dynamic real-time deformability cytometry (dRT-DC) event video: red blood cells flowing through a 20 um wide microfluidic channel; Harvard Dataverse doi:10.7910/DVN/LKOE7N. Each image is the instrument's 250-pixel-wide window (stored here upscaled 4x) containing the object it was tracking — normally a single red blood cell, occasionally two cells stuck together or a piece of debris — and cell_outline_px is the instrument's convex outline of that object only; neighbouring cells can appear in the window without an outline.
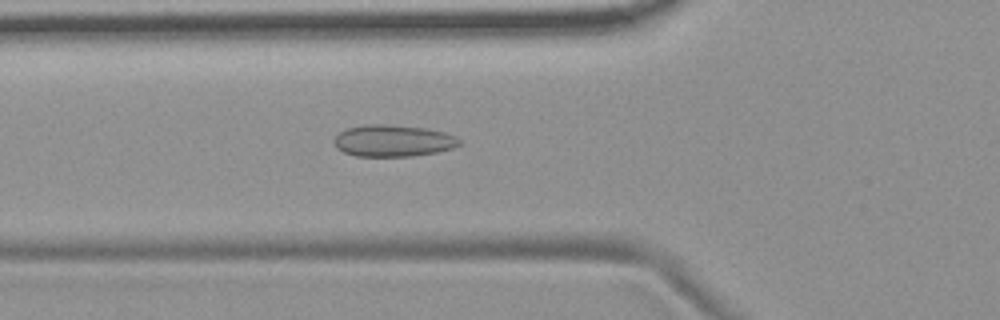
{"species": "common noctule bat (a hibernating species)", "species_latin": "Nyctalus noctula", "temperature_condition": "room temperature", "stored_images_in_passage": 54, "camera_frame_rate_fps": 3000, "um_per_image_px": 0.085, "animal": {"sex": "female", "body_mass_g": 19.9}, "frame": {"image": 1, "passage_image": 19, "time_ms": 6.0, "image_size_px": [1000, 320], "cell_outline_px": [[460, 144], [452, 148], [436, 152], [412, 156], [356, 156], [344, 152], [336, 148], [332, 140], [340, 132], [348, 128], [364, 124], [384, 124], [424, 128], [444, 132], [456, 136], [460, 140]], "centroid_in_image_um": [33.38, 11.96], "position_along_channel_um": 92.4, "area_um2": 23.12}}
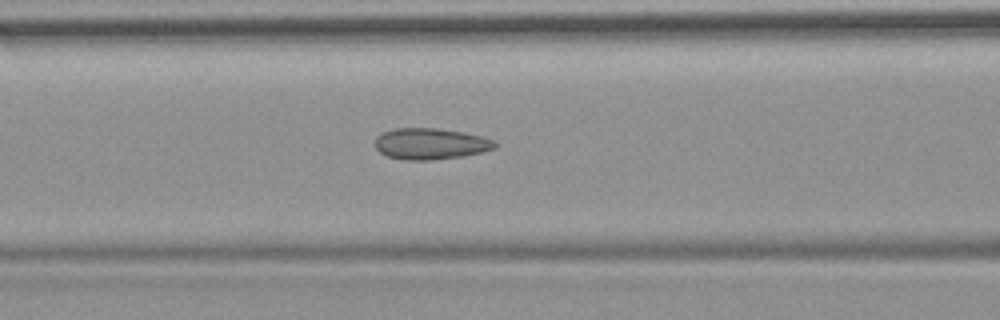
{"frame": {"image": 2, "passage_image": 22, "time_ms": 7.0, "image_size_px": [1000, 320], "cell_outline_px": [[496, 148], [464, 156], [432, 160], [404, 160], [388, 156], [380, 152], [376, 148], [376, 136], [392, 128], [436, 128], [464, 132], [496, 140]], "centroid_in_image_um": [36.6, 12.22], "position_along_channel_um": 130.0, "area_um2": 21.85}}
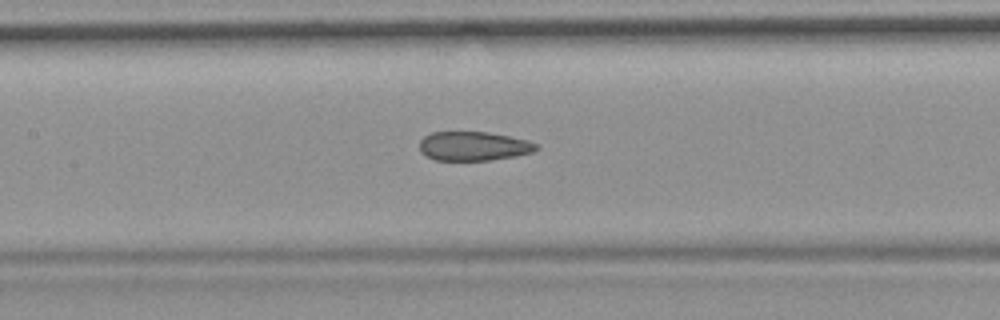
{"frame": {"image": 3, "passage_image": 25, "time_ms": 8.0, "image_size_px": [1000, 320], "cell_outline_px": [[540, 148], [532, 152], [516, 156], [488, 160], [436, 160], [420, 152], [420, 140], [424, 136], [432, 132], [488, 132], [528, 140], [536, 144]], "centroid_in_image_um": [40.25, 12.42], "position_along_channel_um": 167.1, "area_um2": 19.71}, "authors_computed_cell_mechanics": {"area_um2": 21.4149, "velocity_mm_per_s": 3.7152, "shape_relaxation_time_tau1_ms": null, "shape_relaxation_time_tau2_ms": 2.4296, "deformation_change_tau1": null, "deformation_change_tau2": 0.082}}